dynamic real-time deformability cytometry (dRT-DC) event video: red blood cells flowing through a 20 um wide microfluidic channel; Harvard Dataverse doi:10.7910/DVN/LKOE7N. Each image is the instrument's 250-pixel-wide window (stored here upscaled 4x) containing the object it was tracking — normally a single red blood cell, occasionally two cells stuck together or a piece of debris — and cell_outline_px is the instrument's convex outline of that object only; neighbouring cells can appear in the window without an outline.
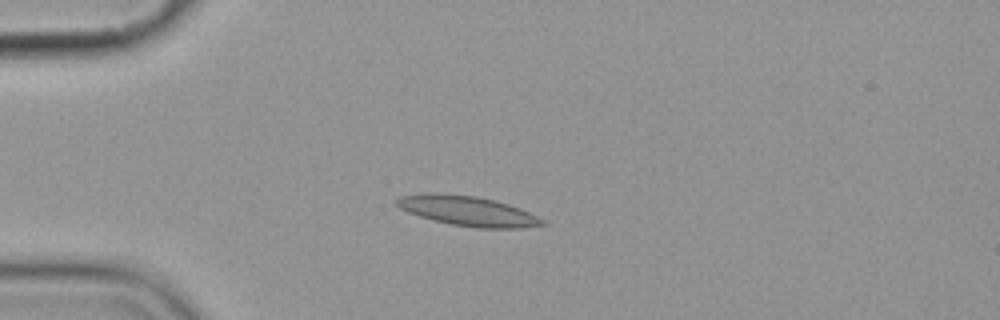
{"species": "common noctule bat (a hibernating species)", "species_latin": "Nyctalus noctula", "temperature_condition": "cold", "stored_images_in_passage": 6, "camera_frame_rate_fps": 3000, "um_per_image_px": 0.085, "animal": {"sex": "female", "body_mass_g": 19.9}, "frame": {"image": 1, "passage_image": 4, "time_ms": 3.667, "image_size_px": [1000, 320], "cell_outline_px": [[548, 224], [520, 228], [476, 228], [452, 224], [432, 220], [408, 212], [400, 208], [396, 204], [396, 200], [400, 196], [432, 192], [436, 192], [476, 196], [496, 200], [520, 208], [544, 220]], "centroid_in_image_um": [39.76, 17.92], "position_along_channel_um": 45.2, "area_um2": 25.32}}
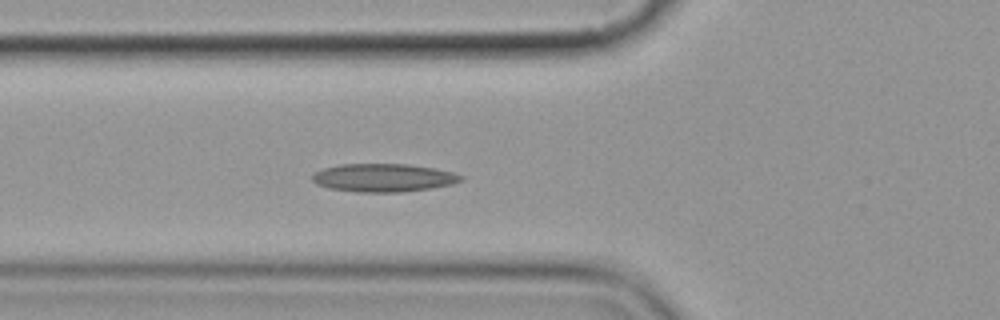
{"frame": {"image": 2, "passage_image": 6, "time_ms": 5.667, "image_size_px": [1000, 320], "cell_outline_px": [[464, 180], [452, 184], [428, 188], [400, 192], [356, 192], [328, 188], [316, 184], [312, 180], [312, 176], [316, 172], [324, 168], [340, 164], [408, 164], [432, 168], [452, 172], [464, 176]], "centroid_in_image_um": [32.58, 15.11], "position_along_channel_um": 93.2, "area_um2": 24.28}}